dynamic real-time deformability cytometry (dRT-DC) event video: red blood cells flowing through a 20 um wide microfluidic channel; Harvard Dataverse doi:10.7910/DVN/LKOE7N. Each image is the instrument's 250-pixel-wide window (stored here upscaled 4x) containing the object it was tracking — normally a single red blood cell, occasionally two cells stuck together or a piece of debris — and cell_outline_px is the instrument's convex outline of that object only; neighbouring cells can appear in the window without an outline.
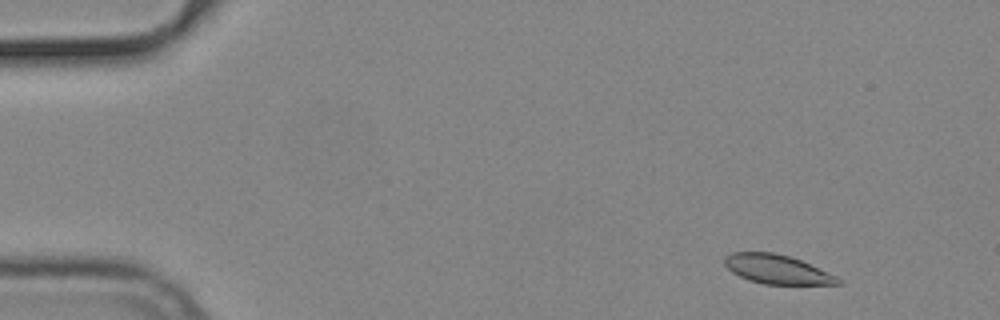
{"species": "common noctule bat (a hibernating species)", "species_latin": "Nyctalus noctula", "temperature_condition": "cold", "stored_images_in_passage": 53, "camera_frame_rate_fps": 3000, "um_per_image_px": 0.085, "animal": {"sex": "male", "body_mass_g": 19.2, "forearm_length_mm": 51.8}, "frame": {"image": 1, "passage_image": 4, "time_ms": 1.0, "image_size_px": [1000, 320], "cell_outline_px": [[840, 284], [764, 284], [748, 280], [732, 272], [724, 264], [724, 256], [732, 252], [772, 252], [788, 256], [800, 260], [836, 276], [840, 280]], "centroid_in_image_um": [65.99, 22.88], "position_along_channel_um": 19.0, "area_um2": 18.96}}
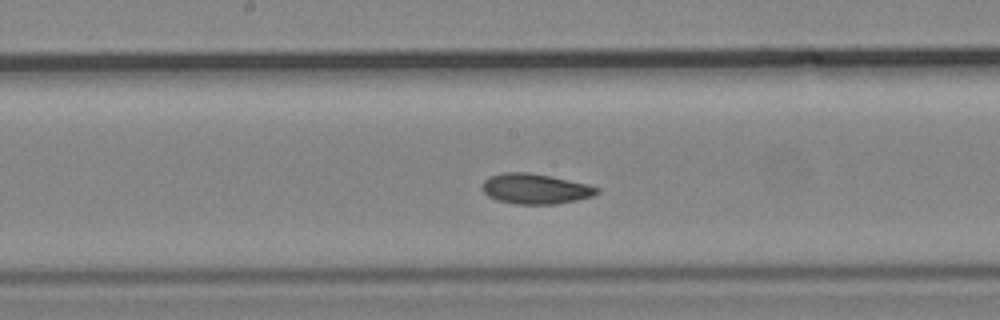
{"frame": {"image": 2, "passage_image": 27, "time_ms": 8.667, "image_size_px": [1000, 320], "cell_outline_px": [[600, 192], [592, 196], [576, 200], [552, 204], [516, 204], [496, 200], [488, 196], [480, 188], [484, 180], [488, 176], [504, 172], [528, 172], [588, 184], [600, 188]], "centroid_in_image_um": [45.46, 16.04], "position_along_channel_um": 202.7, "area_um2": 20.23}}
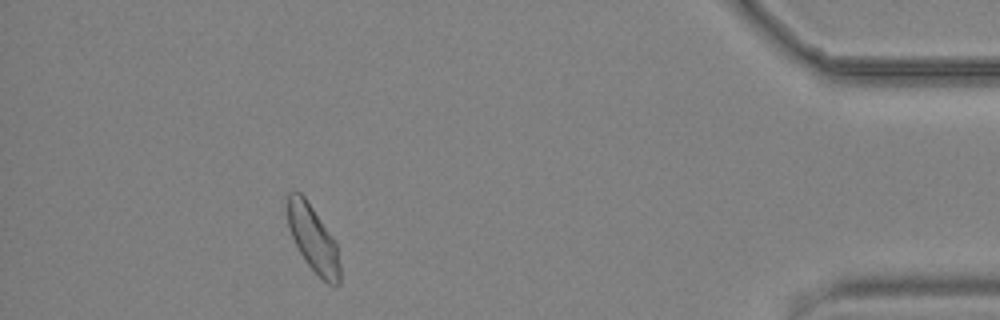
{"frame": {"image": 3, "passage_image": 48, "time_ms": 15.667, "image_size_px": [1000, 320], "cell_outline_px": [[340, 284], [336, 288], [332, 288], [304, 260], [288, 228], [288, 192], [300, 192], [304, 196], [332, 236], [336, 244], [340, 264]], "centroid_in_image_um": [26.64, 20.35], "position_along_channel_um": 408.6, "area_um2": 20.0}, "authors_computed_cell_mechanics": {"area_um2": 20.3456, "velocity_mm_per_s": 3.7237, "shape_relaxation_time_tau1_ms": 5.8217, "shape_relaxation_time_tau2_ms": 7.6874, "deformation_change_tau1": 0.1194, "deformation_change_tau2": 0.1135}}